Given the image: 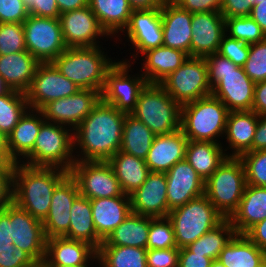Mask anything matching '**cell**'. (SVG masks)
Wrapping results in <instances>:
<instances>
[{
	"label": "cell",
	"instance_id": "obj_66",
	"mask_svg": "<svg viewBox=\"0 0 266 267\" xmlns=\"http://www.w3.org/2000/svg\"><path fill=\"white\" fill-rule=\"evenodd\" d=\"M211 267H225L219 260H213Z\"/></svg>",
	"mask_w": 266,
	"mask_h": 267
},
{
	"label": "cell",
	"instance_id": "obj_53",
	"mask_svg": "<svg viewBox=\"0 0 266 267\" xmlns=\"http://www.w3.org/2000/svg\"><path fill=\"white\" fill-rule=\"evenodd\" d=\"M254 0H222L220 13L224 18L249 16Z\"/></svg>",
	"mask_w": 266,
	"mask_h": 267
},
{
	"label": "cell",
	"instance_id": "obj_8",
	"mask_svg": "<svg viewBox=\"0 0 266 267\" xmlns=\"http://www.w3.org/2000/svg\"><path fill=\"white\" fill-rule=\"evenodd\" d=\"M167 217L178 249L188 247L225 219L205 195L170 210Z\"/></svg>",
	"mask_w": 266,
	"mask_h": 267
},
{
	"label": "cell",
	"instance_id": "obj_37",
	"mask_svg": "<svg viewBox=\"0 0 266 267\" xmlns=\"http://www.w3.org/2000/svg\"><path fill=\"white\" fill-rule=\"evenodd\" d=\"M64 237L88 242L96 249L100 247L103 240L97 235L93 223L90 199L79 195L74 200L70 210L69 230Z\"/></svg>",
	"mask_w": 266,
	"mask_h": 267
},
{
	"label": "cell",
	"instance_id": "obj_24",
	"mask_svg": "<svg viewBox=\"0 0 266 267\" xmlns=\"http://www.w3.org/2000/svg\"><path fill=\"white\" fill-rule=\"evenodd\" d=\"M44 261L48 265L93 266L97 264V249L85 241L52 237L46 240Z\"/></svg>",
	"mask_w": 266,
	"mask_h": 267
},
{
	"label": "cell",
	"instance_id": "obj_40",
	"mask_svg": "<svg viewBox=\"0 0 266 267\" xmlns=\"http://www.w3.org/2000/svg\"><path fill=\"white\" fill-rule=\"evenodd\" d=\"M236 231L229 219H224L215 228L205 233L187 248L193 253H200L213 260L218 259L220 252L235 236Z\"/></svg>",
	"mask_w": 266,
	"mask_h": 267
},
{
	"label": "cell",
	"instance_id": "obj_39",
	"mask_svg": "<svg viewBox=\"0 0 266 267\" xmlns=\"http://www.w3.org/2000/svg\"><path fill=\"white\" fill-rule=\"evenodd\" d=\"M147 249L133 246H100L97 267H147Z\"/></svg>",
	"mask_w": 266,
	"mask_h": 267
},
{
	"label": "cell",
	"instance_id": "obj_15",
	"mask_svg": "<svg viewBox=\"0 0 266 267\" xmlns=\"http://www.w3.org/2000/svg\"><path fill=\"white\" fill-rule=\"evenodd\" d=\"M79 88L51 63H40L29 89L25 92L29 109L41 110L47 103L69 97Z\"/></svg>",
	"mask_w": 266,
	"mask_h": 267
},
{
	"label": "cell",
	"instance_id": "obj_13",
	"mask_svg": "<svg viewBox=\"0 0 266 267\" xmlns=\"http://www.w3.org/2000/svg\"><path fill=\"white\" fill-rule=\"evenodd\" d=\"M23 28L26 49L40 63L52 62L67 49L57 18L29 15Z\"/></svg>",
	"mask_w": 266,
	"mask_h": 267
},
{
	"label": "cell",
	"instance_id": "obj_38",
	"mask_svg": "<svg viewBox=\"0 0 266 267\" xmlns=\"http://www.w3.org/2000/svg\"><path fill=\"white\" fill-rule=\"evenodd\" d=\"M155 134L131 114H125L120 151L146 159Z\"/></svg>",
	"mask_w": 266,
	"mask_h": 267
},
{
	"label": "cell",
	"instance_id": "obj_59",
	"mask_svg": "<svg viewBox=\"0 0 266 267\" xmlns=\"http://www.w3.org/2000/svg\"><path fill=\"white\" fill-rule=\"evenodd\" d=\"M266 150V114L259 115L254 139L252 142V151Z\"/></svg>",
	"mask_w": 266,
	"mask_h": 267
},
{
	"label": "cell",
	"instance_id": "obj_46",
	"mask_svg": "<svg viewBox=\"0 0 266 267\" xmlns=\"http://www.w3.org/2000/svg\"><path fill=\"white\" fill-rule=\"evenodd\" d=\"M243 69L254 83L266 80V38L250 44L248 59Z\"/></svg>",
	"mask_w": 266,
	"mask_h": 267
},
{
	"label": "cell",
	"instance_id": "obj_17",
	"mask_svg": "<svg viewBox=\"0 0 266 267\" xmlns=\"http://www.w3.org/2000/svg\"><path fill=\"white\" fill-rule=\"evenodd\" d=\"M59 21L67 48L94 47L103 44L99 40L110 41L89 6L62 13Z\"/></svg>",
	"mask_w": 266,
	"mask_h": 267
},
{
	"label": "cell",
	"instance_id": "obj_2",
	"mask_svg": "<svg viewBox=\"0 0 266 267\" xmlns=\"http://www.w3.org/2000/svg\"><path fill=\"white\" fill-rule=\"evenodd\" d=\"M69 174L58 167L13 164L12 201L34 218L43 221L56 186Z\"/></svg>",
	"mask_w": 266,
	"mask_h": 267
},
{
	"label": "cell",
	"instance_id": "obj_60",
	"mask_svg": "<svg viewBox=\"0 0 266 267\" xmlns=\"http://www.w3.org/2000/svg\"><path fill=\"white\" fill-rule=\"evenodd\" d=\"M249 16L261 27L266 35V0L254 3Z\"/></svg>",
	"mask_w": 266,
	"mask_h": 267
},
{
	"label": "cell",
	"instance_id": "obj_31",
	"mask_svg": "<svg viewBox=\"0 0 266 267\" xmlns=\"http://www.w3.org/2000/svg\"><path fill=\"white\" fill-rule=\"evenodd\" d=\"M39 64L40 62L27 50L0 55V76L11 89L25 93Z\"/></svg>",
	"mask_w": 266,
	"mask_h": 267
},
{
	"label": "cell",
	"instance_id": "obj_47",
	"mask_svg": "<svg viewBox=\"0 0 266 267\" xmlns=\"http://www.w3.org/2000/svg\"><path fill=\"white\" fill-rule=\"evenodd\" d=\"M249 50L250 44L246 41L231 38L224 34L220 42L218 53L231 60L235 65L243 67L248 59Z\"/></svg>",
	"mask_w": 266,
	"mask_h": 267
},
{
	"label": "cell",
	"instance_id": "obj_57",
	"mask_svg": "<svg viewBox=\"0 0 266 267\" xmlns=\"http://www.w3.org/2000/svg\"><path fill=\"white\" fill-rule=\"evenodd\" d=\"M10 231V215L5 211H0V249H13Z\"/></svg>",
	"mask_w": 266,
	"mask_h": 267
},
{
	"label": "cell",
	"instance_id": "obj_44",
	"mask_svg": "<svg viewBox=\"0 0 266 267\" xmlns=\"http://www.w3.org/2000/svg\"><path fill=\"white\" fill-rule=\"evenodd\" d=\"M239 158L244 165L246 184L266 187V150L248 151Z\"/></svg>",
	"mask_w": 266,
	"mask_h": 267
},
{
	"label": "cell",
	"instance_id": "obj_26",
	"mask_svg": "<svg viewBox=\"0 0 266 267\" xmlns=\"http://www.w3.org/2000/svg\"><path fill=\"white\" fill-rule=\"evenodd\" d=\"M187 137L181 129L164 135H155L145 162L150 172H167L185 159Z\"/></svg>",
	"mask_w": 266,
	"mask_h": 267
},
{
	"label": "cell",
	"instance_id": "obj_45",
	"mask_svg": "<svg viewBox=\"0 0 266 267\" xmlns=\"http://www.w3.org/2000/svg\"><path fill=\"white\" fill-rule=\"evenodd\" d=\"M22 23H0V55L26 51Z\"/></svg>",
	"mask_w": 266,
	"mask_h": 267
},
{
	"label": "cell",
	"instance_id": "obj_10",
	"mask_svg": "<svg viewBox=\"0 0 266 267\" xmlns=\"http://www.w3.org/2000/svg\"><path fill=\"white\" fill-rule=\"evenodd\" d=\"M181 106L211 95L205 58L189 56L174 72L159 83Z\"/></svg>",
	"mask_w": 266,
	"mask_h": 267
},
{
	"label": "cell",
	"instance_id": "obj_3",
	"mask_svg": "<svg viewBox=\"0 0 266 267\" xmlns=\"http://www.w3.org/2000/svg\"><path fill=\"white\" fill-rule=\"evenodd\" d=\"M205 61L211 94L220 99L229 112L252 110L255 83L243 67L235 65L219 53L208 55Z\"/></svg>",
	"mask_w": 266,
	"mask_h": 267
},
{
	"label": "cell",
	"instance_id": "obj_25",
	"mask_svg": "<svg viewBox=\"0 0 266 267\" xmlns=\"http://www.w3.org/2000/svg\"><path fill=\"white\" fill-rule=\"evenodd\" d=\"M258 119L259 115L252 110L228 113L223 138L226 139V143L225 145L222 143L228 157H240L242 154L252 151V142Z\"/></svg>",
	"mask_w": 266,
	"mask_h": 267
},
{
	"label": "cell",
	"instance_id": "obj_54",
	"mask_svg": "<svg viewBox=\"0 0 266 267\" xmlns=\"http://www.w3.org/2000/svg\"><path fill=\"white\" fill-rule=\"evenodd\" d=\"M190 13L220 12L222 0H171Z\"/></svg>",
	"mask_w": 266,
	"mask_h": 267
},
{
	"label": "cell",
	"instance_id": "obj_33",
	"mask_svg": "<svg viewBox=\"0 0 266 267\" xmlns=\"http://www.w3.org/2000/svg\"><path fill=\"white\" fill-rule=\"evenodd\" d=\"M107 162L110 164L123 193L126 195H131L136 191L150 173L144 159L120 150Z\"/></svg>",
	"mask_w": 266,
	"mask_h": 267
},
{
	"label": "cell",
	"instance_id": "obj_6",
	"mask_svg": "<svg viewBox=\"0 0 266 267\" xmlns=\"http://www.w3.org/2000/svg\"><path fill=\"white\" fill-rule=\"evenodd\" d=\"M75 162L74 130L44 121L33 149L19 163L31 167H58L69 172Z\"/></svg>",
	"mask_w": 266,
	"mask_h": 267
},
{
	"label": "cell",
	"instance_id": "obj_35",
	"mask_svg": "<svg viewBox=\"0 0 266 267\" xmlns=\"http://www.w3.org/2000/svg\"><path fill=\"white\" fill-rule=\"evenodd\" d=\"M217 260L225 267H261L266 263V254L245 234H235Z\"/></svg>",
	"mask_w": 266,
	"mask_h": 267
},
{
	"label": "cell",
	"instance_id": "obj_62",
	"mask_svg": "<svg viewBox=\"0 0 266 267\" xmlns=\"http://www.w3.org/2000/svg\"><path fill=\"white\" fill-rule=\"evenodd\" d=\"M133 10L161 8L163 0H128Z\"/></svg>",
	"mask_w": 266,
	"mask_h": 267
},
{
	"label": "cell",
	"instance_id": "obj_52",
	"mask_svg": "<svg viewBox=\"0 0 266 267\" xmlns=\"http://www.w3.org/2000/svg\"><path fill=\"white\" fill-rule=\"evenodd\" d=\"M13 164L0 166V211L12 201Z\"/></svg>",
	"mask_w": 266,
	"mask_h": 267
},
{
	"label": "cell",
	"instance_id": "obj_64",
	"mask_svg": "<svg viewBox=\"0 0 266 267\" xmlns=\"http://www.w3.org/2000/svg\"><path fill=\"white\" fill-rule=\"evenodd\" d=\"M12 89L8 86L6 81L0 76V96L10 92Z\"/></svg>",
	"mask_w": 266,
	"mask_h": 267
},
{
	"label": "cell",
	"instance_id": "obj_20",
	"mask_svg": "<svg viewBox=\"0 0 266 267\" xmlns=\"http://www.w3.org/2000/svg\"><path fill=\"white\" fill-rule=\"evenodd\" d=\"M165 175L170 210L204 195L205 181L186 159L174 164Z\"/></svg>",
	"mask_w": 266,
	"mask_h": 267
},
{
	"label": "cell",
	"instance_id": "obj_12",
	"mask_svg": "<svg viewBox=\"0 0 266 267\" xmlns=\"http://www.w3.org/2000/svg\"><path fill=\"white\" fill-rule=\"evenodd\" d=\"M123 34L125 35L123 39H126L125 37H127L125 42H129L131 44H129V46L132 47L127 51L130 52V49H132L134 52L128 53L130 56L127 59L122 56L123 58H121V60L125 62L136 64V60H139L140 55L148 50L163 46L160 8L132 10L126 28L123 30L122 34L118 35L120 39L116 38V41L119 40L120 42L118 43L120 44L123 42L120 37L121 35L123 36Z\"/></svg>",
	"mask_w": 266,
	"mask_h": 267
},
{
	"label": "cell",
	"instance_id": "obj_29",
	"mask_svg": "<svg viewBox=\"0 0 266 267\" xmlns=\"http://www.w3.org/2000/svg\"><path fill=\"white\" fill-rule=\"evenodd\" d=\"M44 121L40 110L28 109L7 136L8 154L15 163H19L33 149Z\"/></svg>",
	"mask_w": 266,
	"mask_h": 267
},
{
	"label": "cell",
	"instance_id": "obj_9",
	"mask_svg": "<svg viewBox=\"0 0 266 267\" xmlns=\"http://www.w3.org/2000/svg\"><path fill=\"white\" fill-rule=\"evenodd\" d=\"M245 186L242 160L227 157L205 181L204 195L225 219H229L238 208Z\"/></svg>",
	"mask_w": 266,
	"mask_h": 267
},
{
	"label": "cell",
	"instance_id": "obj_14",
	"mask_svg": "<svg viewBox=\"0 0 266 267\" xmlns=\"http://www.w3.org/2000/svg\"><path fill=\"white\" fill-rule=\"evenodd\" d=\"M69 173L75 179L80 195L90 200L124 194L107 161H76Z\"/></svg>",
	"mask_w": 266,
	"mask_h": 267
},
{
	"label": "cell",
	"instance_id": "obj_16",
	"mask_svg": "<svg viewBox=\"0 0 266 267\" xmlns=\"http://www.w3.org/2000/svg\"><path fill=\"white\" fill-rule=\"evenodd\" d=\"M10 215V231L13 244L27 252L35 261L45 258L46 236L42 221L11 201L4 209Z\"/></svg>",
	"mask_w": 266,
	"mask_h": 267
},
{
	"label": "cell",
	"instance_id": "obj_21",
	"mask_svg": "<svg viewBox=\"0 0 266 267\" xmlns=\"http://www.w3.org/2000/svg\"><path fill=\"white\" fill-rule=\"evenodd\" d=\"M166 189L165 172H150L143 184L129 195L131 212L152 218L167 217L170 209Z\"/></svg>",
	"mask_w": 266,
	"mask_h": 267
},
{
	"label": "cell",
	"instance_id": "obj_34",
	"mask_svg": "<svg viewBox=\"0 0 266 267\" xmlns=\"http://www.w3.org/2000/svg\"><path fill=\"white\" fill-rule=\"evenodd\" d=\"M150 217L134 212L125 218L100 244V246H133L146 248Z\"/></svg>",
	"mask_w": 266,
	"mask_h": 267
},
{
	"label": "cell",
	"instance_id": "obj_36",
	"mask_svg": "<svg viewBox=\"0 0 266 267\" xmlns=\"http://www.w3.org/2000/svg\"><path fill=\"white\" fill-rule=\"evenodd\" d=\"M227 157L222 143L192 140L187 143L185 159L204 181L214 173Z\"/></svg>",
	"mask_w": 266,
	"mask_h": 267
},
{
	"label": "cell",
	"instance_id": "obj_41",
	"mask_svg": "<svg viewBox=\"0 0 266 267\" xmlns=\"http://www.w3.org/2000/svg\"><path fill=\"white\" fill-rule=\"evenodd\" d=\"M28 109L25 93L12 89L10 92L1 95L0 130L8 136Z\"/></svg>",
	"mask_w": 266,
	"mask_h": 267
},
{
	"label": "cell",
	"instance_id": "obj_67",
	"mask_svg": "<svg viewBox=\"0 0 266 267\" xmlns=\"http://www.w3.org/2000/svg\"><path fill=\"white\" fill-rule=\"evenodd\" d=\"M49 267H97V266H61V265H48Z\"/></svg>",
	"mask_w": 266,
	"mask_h": 267
},
{
	"label": "cell",
	"instance_id": "obj_18",
	"mask_svg": "<svg viewBox=\"0 0 266 267\" xmlns=\"http://www.w3.org/2000/svg\"><path fill=\"white\" fill-rule=\"evenodd\" d=\"M101 100V92L79 89L75 94L47 103L40 111L45 121L65 125L73 130Z\"/></svg>",
	"mask_w": 266,
	"mask_h": 267
},
{
	"label": "cell",
	"instance_id": "obj_68",
	"mask_svg": "<svg viewBox=\"0 0 266 267\" xmlns=\"http://www.w3.org/2000/svg\"><path fill=\"white\" fill-rule=\"evenodd\" d=\"M264 0H254V3L263 2Z\"/></svg>",
	"mask_w": 266,
	"mask_h": 267
},
{
	"label": "cell",
	"instance_id": "obj_63",
	"mask_svg": "<svg viewBox=\"0 0 266 267\" xmlns=\"http://www.w3.org/2000/svg\"><path fill=\"white\" fill-rule=\"evenodd\" d=\"M15 164V162L10 158L7 150V136L0 130V166Z\"/></svg>",
	"mask_w": 266,
	"mask_h": 267
},
{
	"label": "cell",
	"instance_id": "obj_51",
	"mask_svg": "<svg viewBox=\"0 0 266 267\" xmlns=\"http://www.w3.org/2000/svg\"><path fill=\"white\" fill-rule=\"evenodd\" d=\"M23 2L30 15L59 19L60 11L56 0H23Z\"/></svg>",
	"mask_w": 266,
	"mask_h": 267
},
{
	"label": "cell",
	"instance_id": "obj_32",
	"mask_svg": "<svg viewBox=\"0 0 266 267\" xmlns=\"http://www.w3.org/2000/svg\"><path fill=\"white\" fill-rule=\"evenodd\" d=\"M88 6L102 29L117 43L115 39L126 28L133 10L128 0H88Z\"/></svg>",
	"mask_w": 266,
	"mask_h": 267
},
{
	"label": "cell",
	"instance_id": "obj_5",
	"mask_svg": "<svg viewBox=\"0 0 266 267\" xmlns=\"http://www.w3.org/2000/svg\"><path fill=\"white\" fill-rule=\"evenodd\" d=\"M228 113L224 103L211 94L181 106L180 129L188 140L222 143Z\"/></svg>",
	"mask_w": 266,
	"mask_h": 267
},
{
	"label": "cell",
	"instance_id": "obj_28",
	"mask_svg": "<svg viewBox=\"0 0 266 267\" xmlns=\"http://www.w3.org/2000/svg\"><path fill=\"white\" fill-rule=\"evenodd\" d=\"M189 55L181 50L160 46L141 55L142 61L140 73L147 83H160L170 73L177 70Z\"/></svg>",
	"mask_w": 266,
	"mask_h": 267
},
{
	"label": "cell",
	"instance_id": "obj_1",
	"mask_svg": "<svg viewBox=\"0 0 266 267\" xmlns=\"http://www.w3.org/2000/svg\"><path fill=\"white\" fill-rule=\"evenodd\" d=\"M125 113L100 100L74 129L75 161H108L121 147Z\"/></svg>",
	"mask_w": 266,
	"mask_h": 267
},
{
	"label": "cell",
	"instance_id": "obj_55",
	"mask_svg": "<svg viewBox=\"0 0 266 267\" xmlns=\"http://www.w3.org/2000/svg\"><path fill=\"white\" fill-rule=\"evenodd\" d=\"M213 259L193 253L187 247L179 249L178 267H211Z\"/></svg>",
	"mask_w": 266,
	"mask_h": 267
},
{
	"label": "cell",
	"instance_id": "obj_50",
	"mask_svg": "<svg viewBox=\"0 0 266 267\" xmlns=\"http://www.w3.org/2000/svg\"><path fill=\"white\" fill-rule=\"evenodd\" d=\"M34 262L27 252L18 247L0 249V267H28Z\"/></svg>",
	"mask_w": 266,
	"mask_h": 267
},
{
	"label": "cell",
	"instance_id": "obj_61",
	"mask_svg": "<svg viewBox=\"0 0 266 267\" xmlns=\"http://www.w3.org/2000/svg\"><path fill=\"white\" fill-rule=\"evenodd\" d=\"M60 14L88 6V0H56Z\"/></svg>",
	"mask_w": 266,
	"mask_h": 267
},
{
	"label": "cell",
	"instance_id": "obj_43",
	"mask_svg": "<svg viewBox=\"0 0 266 267\" xmlns=\"http://www.w3.org/2000/svg\"><path fill=\"white\" fill-rule=\"evenodd\" d=\"M177 247L174 230L168 217H150V228L148 233L147 250L167 249Z\"/></svg>",
	"mask_w": 266,
	"mask_h": 267
},
{
	"label": "cell",
	"instance_id": "obj_4",
	"mask_svg": "<svg viewBox=\"0 0 266 267\" xmlns=\"http://www.w3.org/2000/svg\"><path fill=\"white\" fill-rule=\"evenodd\" d=\"M102 48V49H101ZM107 47L67 48L51 63L72 81L79 89H93L101 92L106 73L117 62L107 55Z\"/></svg>",
	"mask_w": 266,
	"mask_h": 267
},
{
	"label": "cell",
	"instance_id": "obj_19",
	"mask_svg": "<svg viewBox=\"0 0 266 267\" xmlns=\"http://www.w3.org/2000/svg\"><path fill=\"white\" fill-rule=\"evenodd\" d=\"M80 195L78 185L70 173L56 186L49 212L42 221L47 239L64 237L69 230L70 210L74 200Z\"/></svg>",
	"mask_w": 266,
	"mask_h": 267
},
{
	"label": "cell",
	"instance_id": "obj_48",
	"mask_svg": "<svg viewBox=\"0 0 266 267\" xmlns=\"http://www.w3.org/2000/svg\"><path fill=\"white\" fill-rule=\"evenodd\" d=\"M29 11L23 0H0V23H22Z\"/></svg>",
	"mask_w": 266,
	"mask_h": 267
},
{
	"label": "cell",
	"instance_id": "obj_42",
	"mask_svg": "<svg viewBox=\"0 0 266 267\" xmlns=\"http://www.w3.org/2000/svg\"><path fill=\"white\" fill-rule=\"evenodd\" d=\"M225 34L231 38L244 40L248 44L266 38L261 27L250 16L225 18Z\"/></svg>",
	"mask_w": 266,
	"mask_h": 267
},
{
	"label": "cell",
	"instance_id": "obj_7",
	"mask_svg": "<svg viewBox=\"0 0 266 267\" xmlns=\"http://www.w3.org/2000/svg\"><path fill=\"white\" fill-rule=\"evenodd\" d=\"M131 115L155 135H164L180 129L181 105L160 84L147 83Z\"/></svg>",
	"mask_w": 266,
	"mask_h": 267
},
{
	"label": "cell",
	"instance_id": "obj_58",
	"mask_svg": "<svg viewBox=\"0 0 266 267\" xmlns=\"http://www.w3.org/2000/svg\"><path fill=\"white\" fill-rule=\"evenodd\" d=\"M252 111L257 115L266 114V80L255 83Z\"/></svg>",
	"mask_w": 266,
	"mask_h": 267
},
{
	"label": "cell",
	"instance_id": "obj_23",
	"mask_svg": "<svg viewBox=\"0 0 266 267\" xmlns=\"http://www.w3.org/2000/svg\"><path fill=\"white\" fill-rule=\"evenodd\" d=\"M163 46L178 49L191 56L192 17L172 1H163L161 8Z\"/></svg>",
	"mask_w": 266,
	"mask_h": 267
},
{
	"label": "cell",
	"instance_id": "obj_56",
	"mask_svg": "<svg viewBox=\"0 0 266 267\" xmlns=\"http://www.w3.org/2000/svg\"><path fill=\"white\" fill-rule=\"evenodd\" d=\"M244 234L266 254V218L254 224Z\"/></svg>",
	"mask_w": 266,
	"mask_h": 267
},
{
	"label": "cell",
	"instance_id": "obj_22",
	"mask_svg": "<svg viewBox=\"0 0 266 267\" xmlns=\"http://www.w3.org/2000/svg\"><path fill=\"white\" fill-rule=\"evenodd\" d=\"M225 34V18L220 12L193 13L191 56L205 58L218 53Z\"/></svg>",
	"mask_w": 266,
	"mask_h": 267
},
{
	"label": "cell",
	"instance_id": "obj_11",
	"mask_svg": "<svg viewBox=\"0 0 266 267\" xmlns=\"http://www.w3.org/2000/svg\"><path fill=\"white\" fill-rule=\"evenodd\" d=\"M132 65V63L118 59L106 73L101 91L102 101L113 105L125 114H131L135 110L139 94L147 84L140 71L133 73Z\"/></svg>",
	"mask_w": 266,
	"mask_h": 267
},
{
	"label": "cell",
	"instance_id": "obj_27",
	"mask_svg": "<svg viewBox=\"0 0 266 267\" xmlns=\"http://www.w3.org/2000/svg\"><path fill=\"white\" fill-rule=\"evenodd\" d=\"M93 223L97 235L104 241L131 212L129 195L91 199Z\"/></svg>",
	"mask_w": 266,
	"mask_h": 267
},
{
	"label": "cell",
	"instance_id": "obj_30",
	"mask_svg": "<svg viewBox=\"0 0 266 267\" xmlns=\"http://www.w3.org/2000/svg\"><path fill=\"white\" fill-rule=\"evenodd\" d=\"M266 218V187L247 185L237 210L229 218L236 234H244L250 227Z\"/></svg>",
	"mask_w": 266,
	"mask_h": 267
},
{
	"label": "cell",
	"instance_id": "obj_65",
	"mask_svg": "<svg viewBox=\"0 0 266 267\" xmlns=\"http://www.w3.org/2000/svg\"><path fill=\"white\" fill-rule=\"evenodd\" d=\"M28 267H49V266L44 260H42V261H35L31 266Z\"/></svg>",
	"mask_w": 266,
	"mask_h": 267
},
{
	"label": "cell",
	"instance_id": "obj_49",
	"mask_svg": "<svg viewBox=\"0 0 266 267\" xmlns=\"http://www.w3.org/2000/svg\"><path fill=\"white\" fill-rule=\"evenodd\" d=\"M178 260L177 247L147 250V267H178Z\"/></svg>",
	"mask_w": 266,
	"mask_h": 267
}]
</instances>
